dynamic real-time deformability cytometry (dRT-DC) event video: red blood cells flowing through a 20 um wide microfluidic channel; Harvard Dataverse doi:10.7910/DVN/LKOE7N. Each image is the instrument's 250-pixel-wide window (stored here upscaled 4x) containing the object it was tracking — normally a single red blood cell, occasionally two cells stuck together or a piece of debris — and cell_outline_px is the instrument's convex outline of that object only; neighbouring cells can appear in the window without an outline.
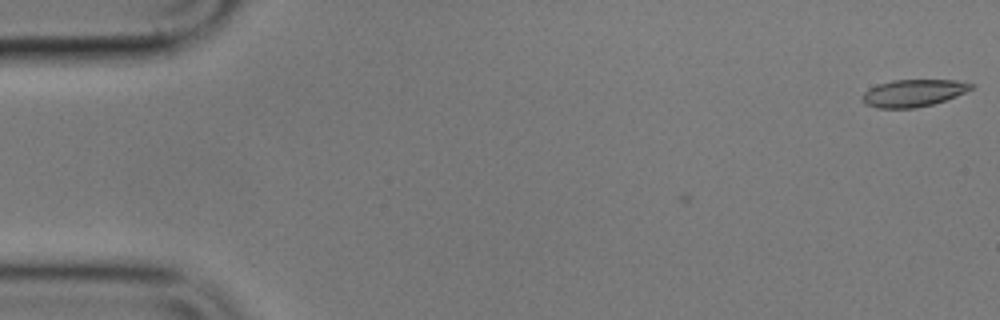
{"species": "common noctule bat (a hibernating species)", "species_latin": "Nyctalus noctula", "temperature_condition": "cold", "stored_images_in_passage": 2, "camera_frame_rate_fps": 3000, "um_per_image_px": 0.085, "animal": {"sex": "male", "body_mass_g": 17.9}, "frame": {"image": 1, "passage_image": 2, "time_ms": 0.333, "image_size_px": [1000, 320], "cell_outline_px": [[972, 88], [956, 96], [932, 104], [916, 108], [876, 108], [868, 104], [864, 100], [864, 92], [868, 88], [876, 84], [892, 80], [956, 80], [972, 84]], "centroid_in_image_um": [77.61, 7.9], "position_along_channel_um": 7.4, "area_um2": 16.99}}